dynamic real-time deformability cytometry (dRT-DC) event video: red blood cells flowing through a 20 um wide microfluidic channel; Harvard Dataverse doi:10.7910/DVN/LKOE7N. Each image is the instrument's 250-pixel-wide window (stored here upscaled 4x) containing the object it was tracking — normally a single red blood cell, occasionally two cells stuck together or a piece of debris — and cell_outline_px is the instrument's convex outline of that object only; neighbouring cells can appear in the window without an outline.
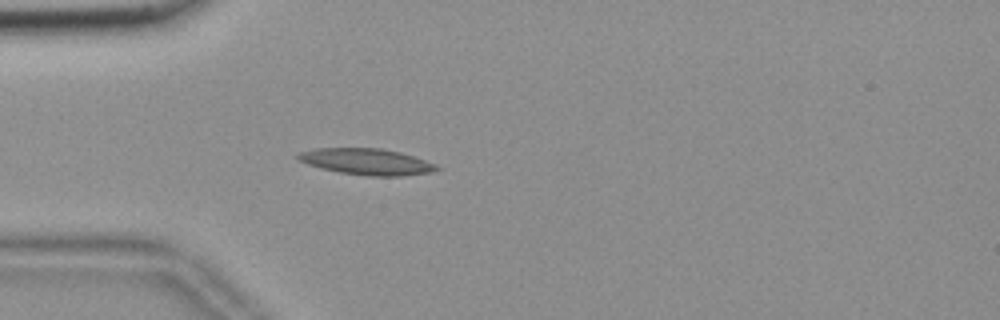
{"species": "common noctule bat (a hibernating species)", "species_latin": "Nyctalus noctula", "temperature_condition": "room temperature", "stored_images_in_passage": 46, "camera_frame_rate_fps": 3000, "um_per_image_px": 0.085, "animal": {"sex": "female", "body_mass_g": 18.4}, "frame": {"image": 1, "passage_image": 6, "time_ms": 1.667, "image_size_px": [1000, 320], "cell_outline_px": [[440, 168], [432, 172], [400, 176], [368, 176], [340, 172], [320, 168], [308, 164], [300, 160], [296, 156], [296, 152], [316, 148], [380, 148], [400, 152], [436, 164]], "centroid_in_image_um": [31.14, 13.74], "position_along_channel_um": 53.9, "area_um2": 21.15}}
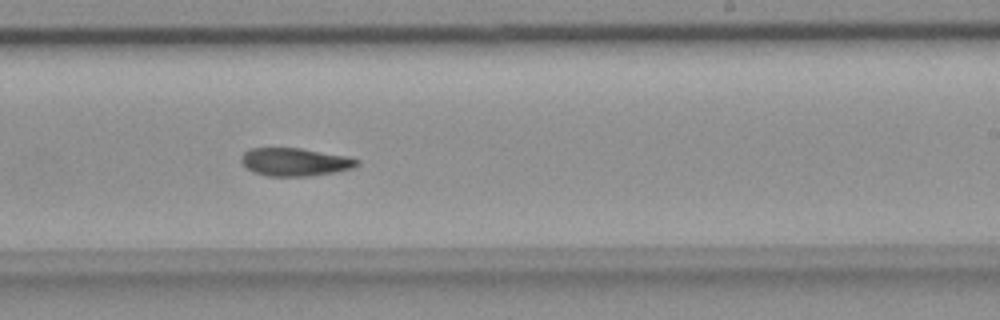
{"frame": {"image": 2, "passage_image": 24, "time_ms": 7.667, "image_size_px": [1000, 320], "cell_outline_px": [[360, 164], [352, 168], [336, 172], [308, 176], [268, 176], [252, 172], [240, 160], [240, 156], [244, 152], [252, 148], [300, 148], [348, 156], [360, 160]], "centroid_in_image_um": [25.09, 13.76], "position_along_channel_um": 263.9, "area_um2": 18.96}}
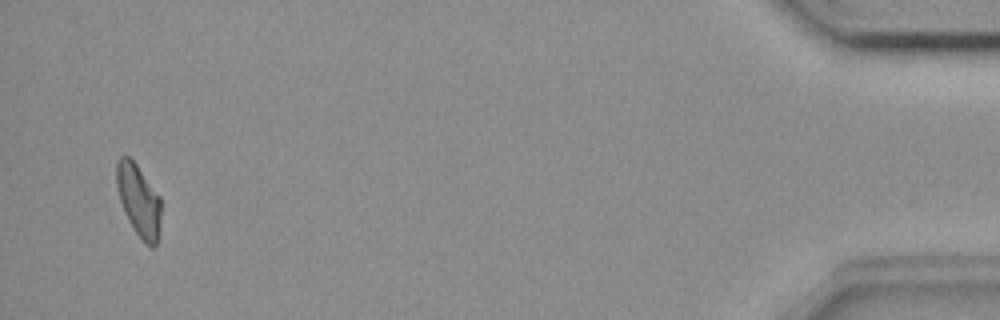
{"frame": {"image": 3, "passage_image": 44, "time_ms": 14.333, "image_size_px": [1000, 320], "cell_outline_px": [[160, 216], [156, 248], [152, 248], [136, 232], [128, 220], [124, 212], [120, 200], [116, 184], [116, 164], [120, 156], [128, 156], [136, 164], [160, 196]], "centroid_in_image_um": [11.77, 17.0], "position_along_channel_um": 423.4, "area_um2": 18.32}}